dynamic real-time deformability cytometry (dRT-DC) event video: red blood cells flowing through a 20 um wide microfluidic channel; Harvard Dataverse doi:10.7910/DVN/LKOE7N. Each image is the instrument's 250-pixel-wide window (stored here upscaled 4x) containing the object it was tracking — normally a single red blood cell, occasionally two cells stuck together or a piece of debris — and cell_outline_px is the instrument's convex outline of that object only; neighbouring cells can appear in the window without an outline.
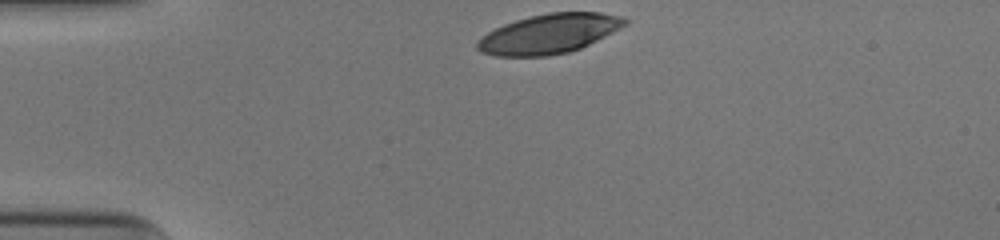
{"species": "human", "species_latin": "Homo sapiens", "temperature_condition": "cold", "stored_images_in_passage": 31, "camera_frame_rate_fps": 3000, "um_per_image_px": 0.085, "donor": {"sex": "male"}, "frame": {"image": 1, "passage_image": 1, "time_ms": 0.0, "image_size_px": [1000, 240], "cell_outline_px": [[628, 24], [580, 48], [568, 52], [548, 56], [496, 56], [480, 52], [476, 48], [476, 40], [480, 36], [504, 24], [516, 20], [548, 12], [600, 12], [620, 16], [628, 20]], "centroid_in_image_um": [46.63, 2.87], "position_along_channel_um": 38.4, "area_um2": 33.87}}
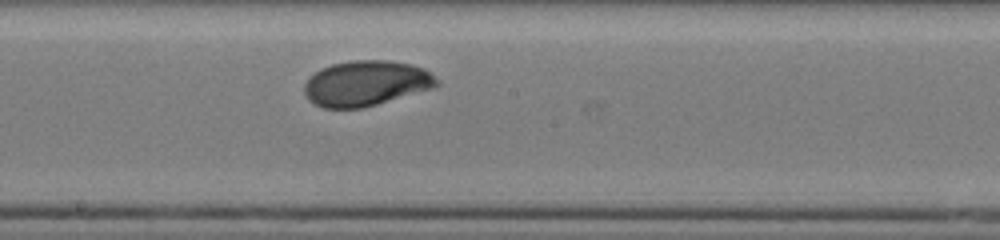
{"frame": {"image": 2, "passage_image": 18, "time_ms": 5.667, "image_size_px": [1000, 240], "cell_outline_px": [[440, 84], [432, 88], [376, 104], [360, 108], [324, 108], [308, 100], [304, 92], [304, 84], [308, 76], [320, 68], [332, 64], [352, 60], [388, 60], [412, 64], [424, 68], [440, 80]], "centroid_in_image_um": [31.09, 7.06], "position_along_channel_um": 217.1, "area_um2": 35.08}}
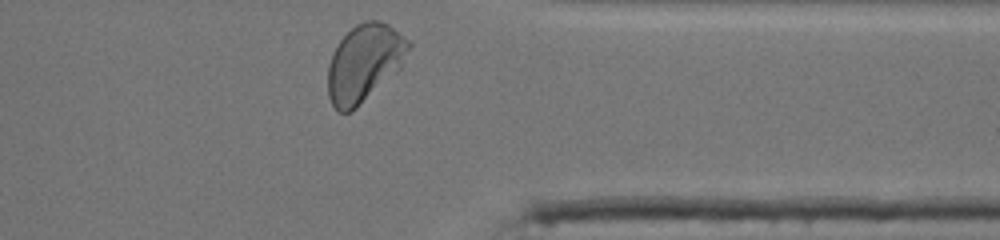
{"frame": {"image": 3, "passage_image": 31, "time_ms": 10.0, "image_size_px": [1000, 240], "cell_outline_px": [[412, 44], [400, 68], [352, 112], [340, 112], [332, 104], [328, 96], [328, 64], [340, 40], [356, 24], [368, 20], [376, 20], [388, 24], [408, 40]], "centroid_in_image_um": [30.96, 5.36], "position_along_channel_um": 380.4, "area_um2": 35.89}, "authors_computed_cell_mechanics": {"area_um2": 34.5066, "velocity_mm_per_s": 3.8911, "shape_relaxation_time_tau1_ms": 2.7145, "shape_relaxation_time_tau2_ms": 1.299, "deformation_change_tau1": 0.1522, "deformation_change_tau2": 0.0301}}